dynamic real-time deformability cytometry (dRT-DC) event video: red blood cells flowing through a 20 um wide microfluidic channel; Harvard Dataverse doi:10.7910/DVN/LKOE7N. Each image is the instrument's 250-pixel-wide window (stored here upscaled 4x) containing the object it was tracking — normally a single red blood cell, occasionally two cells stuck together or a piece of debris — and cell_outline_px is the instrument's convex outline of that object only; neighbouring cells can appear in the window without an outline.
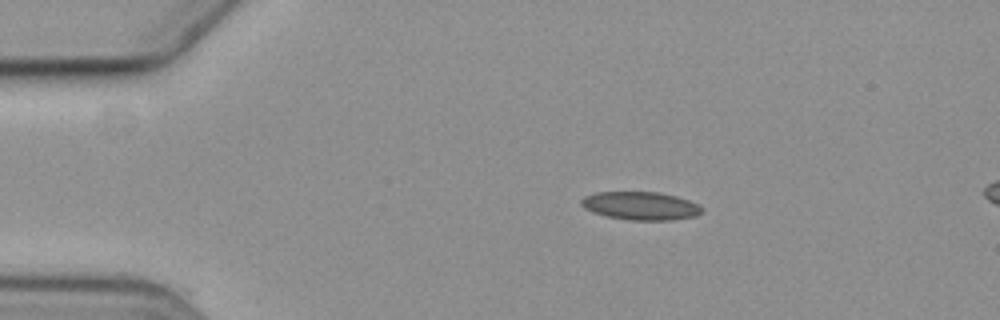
{"species": "common noctule bat (a hibernating species)", "species_latin": "Nyctalus noctula", "temperature_condition": "cold", "stored_images_in_passage": 8, "camera_frame_rate_fps": 3000, "um_per_image_px": 0.085, "animal": {"sex": "female", "body_mass_g": 19.3, "forearm_length_mm": 54.1}, "frame": {"image": 1, "passage_image": 2, "time_ms": 2.0, "image_size_px": [1000, 320], "cell_outline_px": [[704, 208], [696, 216], [672, 220], [628, 220], [608, 216], [592, 212], [584, 208], [580, 204], [580, 200], [584, 196], [596, 192], [656, 192], [676, 196], [688, 200]], "centroid_in_image_um": [54.42, 17.49], "position_along_channel_um": 30.6, "area_um2": 19.77}}
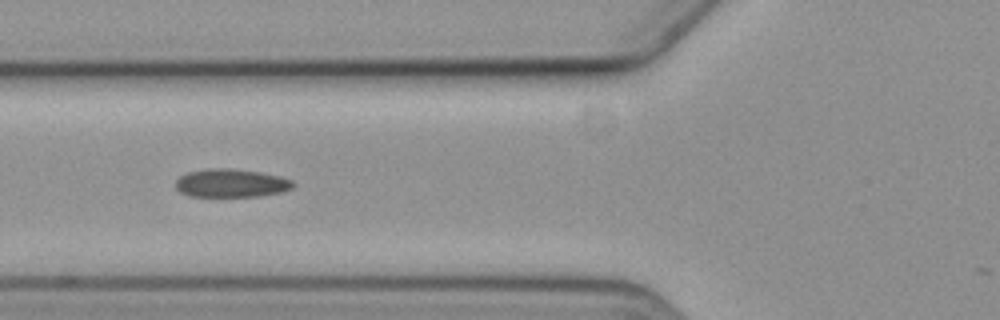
{"frame": {"image": 2, "passage_image": 5, "time_ms": 5.667, "image_size_px": [1000, 320], "cell_outline_px": [[296, 184], [292, 188], [280, 192], [260, 196], [188, 196], [180, 192], [176, 188], [176, 180], [180, 176], [188, 172], [208, 168], [228, 168], [260, 172], [292, 180]], "centroid_in_image_um": [19.62, 15.56], "position_along_channel_um": 106.2, "area_um2": 19.25}}
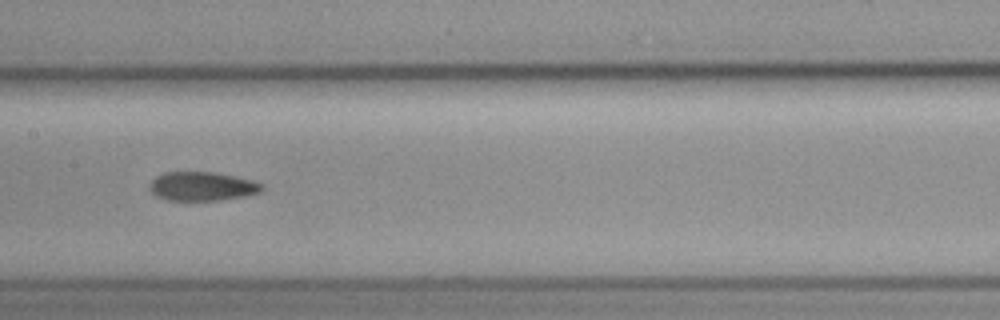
{"frame": {"image": 3, "passage_image": 7, "time_ms": 8.0, "image_size_px": [1000, 320], "cell_outline_px": [[264, 188], [260, 192], [244, 196], [220, 200], [168, 200], [156, 196], [148, 188], [148, 184], [156, 176], [164, 172], [216, 172], [252, 180], [264, 184]], "centroid_in_image_um": [17.17, 15.83], "position_along_channel_um": 190.2, "area_um2": 19.02}}